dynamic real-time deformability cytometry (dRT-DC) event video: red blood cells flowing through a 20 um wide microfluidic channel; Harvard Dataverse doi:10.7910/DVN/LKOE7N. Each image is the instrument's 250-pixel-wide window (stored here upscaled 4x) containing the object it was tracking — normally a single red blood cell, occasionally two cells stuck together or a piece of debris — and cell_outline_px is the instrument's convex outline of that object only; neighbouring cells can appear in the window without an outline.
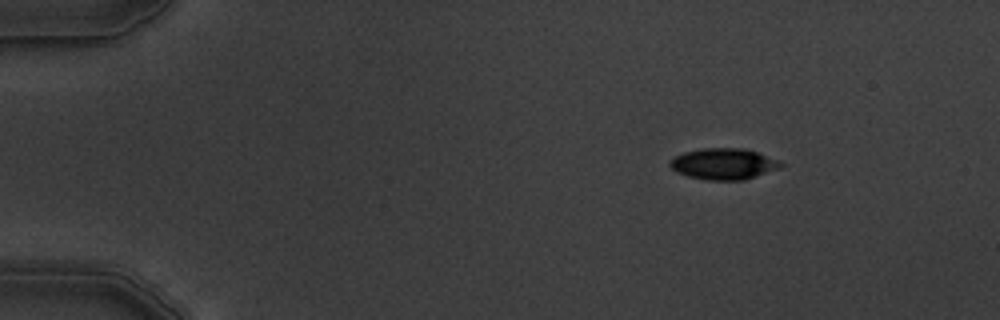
{"species": "common noctule bat (a hibernating species)", "species_latin": "Nyctalus noctula", "temperature_condition": "warm", "stored_images_in_passage": 9, "camera_frame_rate_fps": 3000, "um_per_image_px": 0.085, "animal": {"sex": "male", "body_mass_g": 19.5, "forearm_length_mm": 54.6}, "frame": {"image": 1, "passage_image": 3, "time_ms": 2.333, "image_size_px": [1000, 320], "cell_outline_px": [[784, 164], [780, 168], [744, 180], [708, 180], [688, 176], [676, 172], [668, 164], [668, 160], [672, 156], [684, 152], [704, 148], [744, 148], [756, 152], [776, 160]], "centroid_in_image_um": [61.44, 13.93], "position_along_channel_um": 23.6, "area_um2": 20.11}}
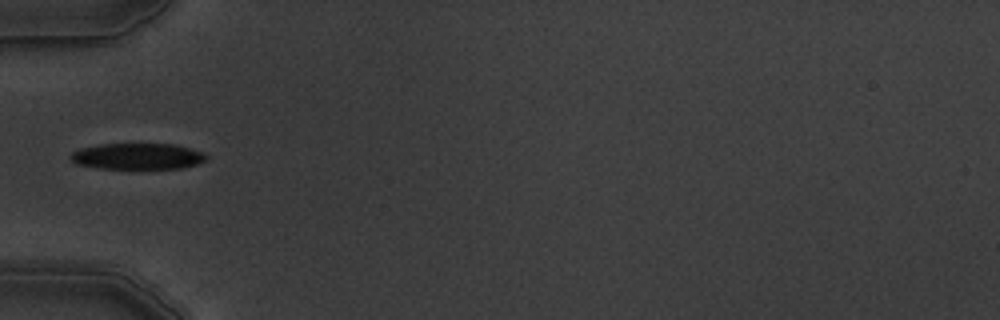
{"frame": {"image": 2, "passage_image": 6, "time_ms": 6.0, "image_size_px": [1000, 320], "cell_outline_px": [[208, 156], [204, 160], [196, 164], [180, 168], [100, 168], [76, 164], [68, 156], [72, 152], [80, 148], [100, 144], [176, 144], [200, 152]], "centroid_in_image_um": [11.63, 13.28], "position_along_channel_um": 73.4, "area_um2": 20.4}}